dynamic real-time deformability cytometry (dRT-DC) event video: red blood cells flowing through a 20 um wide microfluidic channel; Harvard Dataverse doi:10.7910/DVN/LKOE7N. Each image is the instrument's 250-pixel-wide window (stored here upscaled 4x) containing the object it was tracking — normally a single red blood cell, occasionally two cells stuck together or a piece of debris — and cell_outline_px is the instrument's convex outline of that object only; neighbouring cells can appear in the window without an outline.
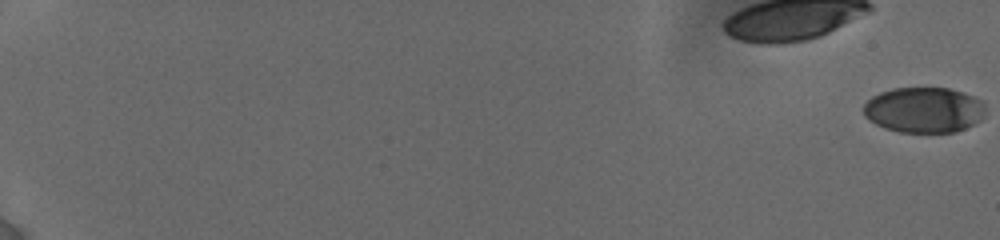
{"species": "human", "species_latin": "Homo sapiens", "temperature_condition": "cold", "stored_images_in_passage": 17, "camera_frame_rate_fps": 3000, "um_per_image_px": 0.085, "donor": {"sex": "female"}, "frame": {"image": 1, "passage_image": 1, "time_ms": 0.0, "image_size_px": [1000, 240], "cell_outline_px": [[984, 112], [980, 120], [964, 128], [952, 132], [900, 132], [884, 128], [868, 120], [864, 116], [864, 104], [872, 96], [880, 92], [892, 88], [948, 88], [964, 92], [976, 96], [984, 100]], "centroid_in_image_um": [78.53, 9.33], "position_along_channel_um": 6.5, "area_um2": 32.48}}
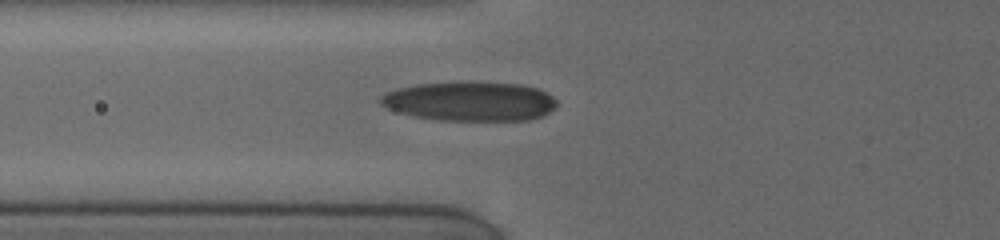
{"frame": {"image": 2, "passage_image": 14, "time_ms": 8.333, "image_size_px": [1000, 240], "cell_outline_px": [[556, 104], [544, 116], [528, 120], [440, 120], [416, 116], [400, 112], [388, 108], [380, 104], [380, 96], [396, 88], [416, 84], [520, 84], [536, 88], [548, 92], [556, 100]], "centroid_in_image_um": [39.96, 8.64], "position_along_channel_um": 85.8, "area_um2": 39.3}}
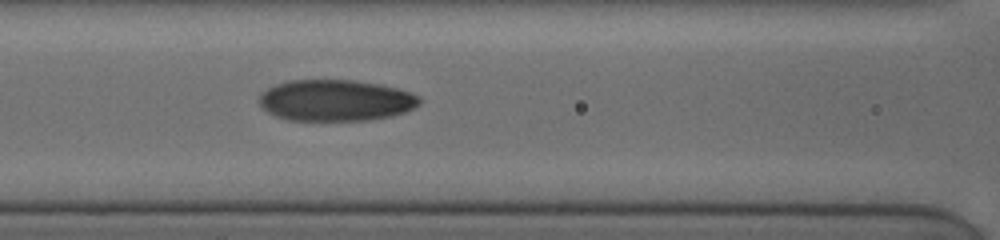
{"frame": {"image": 3, "passage_image": 17, "time_ms": 9.667, "image_size_px": [1000, 240], "cell_outline_px": [[420, 104], [404, 112], [392, 116], [368, 120], [288, 120], [276, 116], [260, 108], [256, 100], [260, 92], [276, 84], [288, 80], [352, 80], [380, 84], [396, 88], [420, 96]], "centroid_in_image_um": [28.46, 8.53], "position_along_channel_um": 138.1, "area_um2": 38.84}}